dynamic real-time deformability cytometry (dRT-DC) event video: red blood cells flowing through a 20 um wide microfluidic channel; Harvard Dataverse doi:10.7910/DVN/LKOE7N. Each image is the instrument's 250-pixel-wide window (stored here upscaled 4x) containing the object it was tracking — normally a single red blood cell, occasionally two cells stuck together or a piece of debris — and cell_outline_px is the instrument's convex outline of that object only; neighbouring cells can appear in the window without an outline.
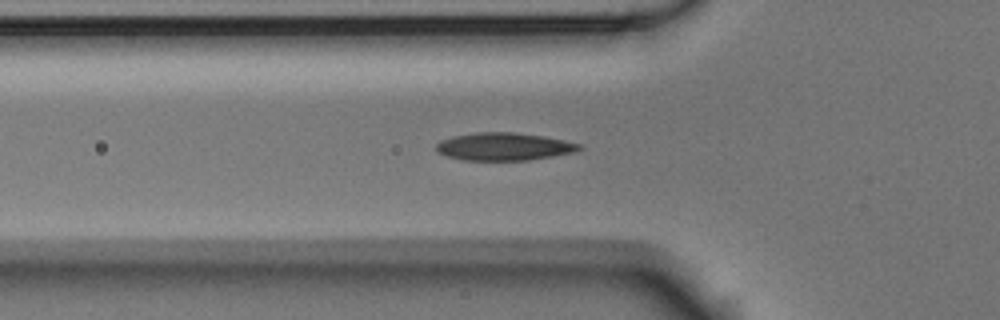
{"species": "Egyptian fruit bat (a non-hibernating species)", "species_latin": "Rousettus aegyptiacus", "temperature_condition": "room temperature", "stored_images_in_passage": 38, "camera_frame_rate_fps": 3000, "um_per_image_px": 0.085, "animal": {"sex": "male"}, "frame": {"image": 1, "passage_image": 8, "time_ms": 2.333, "image_size_px": [1000, 320], "cell_outline_px": [[584, 148], [572, 152], [552, 156], [528, 160], [464, 160], [448, 156], [436, 152], [436, 144], [440, 140], [452, 136], [476, 132], [512, 132], [544, 136], [564, 140], [580, 144]], "centroid_in_image_um": [42.81, 12.45], "position_along_channel_um": 83.0, "area_um2": 23.06}}
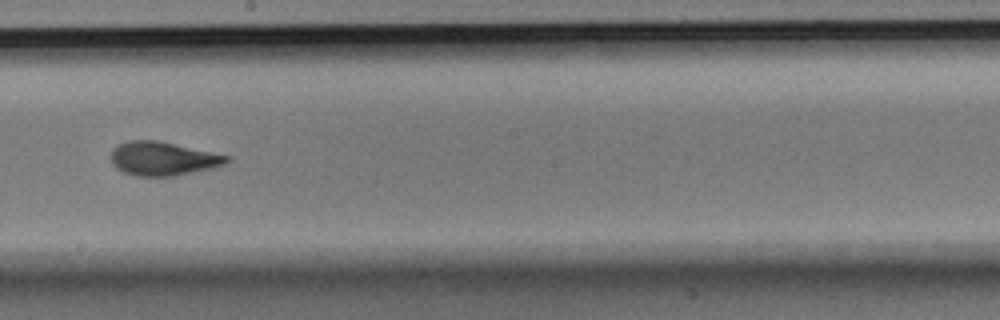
{"frame": {"image": 2, "passage_image": 20, "time_ms": 6.333, "image_size_px": [1000, 320], "cell_outline_px": [[232, 160], [224, 164], [212, 168], [176, 176], [136, 176], [124, 172], [116, 168], [112, 164], [112, 148], [128, 140], [156, 140], [232, 156]], "centroid_in_image_um": [13.88, 13.49], "position_along_channel_um": 234.3, "area_um2": 22.83}}
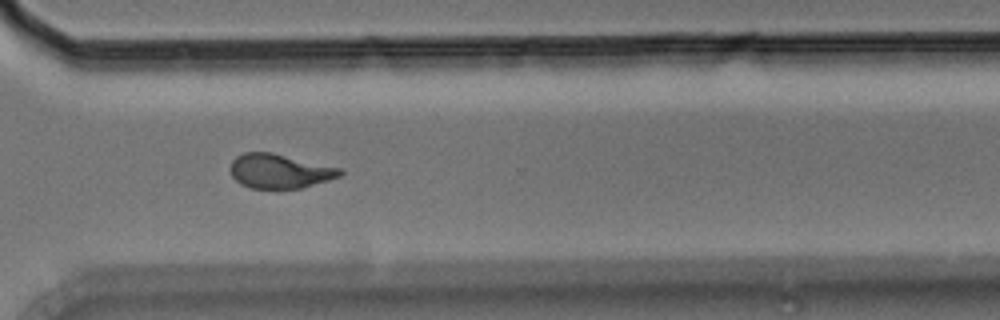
{"frame": {"image": 3, "passage_image": 29, "time_ms": 9.333, "image_size_px": [1000, 320], "cell_outline_px": [[344, 172], [340, 176], [304, 188], [252, 188], [240, 184], [232, 176], [228, 168], [232, 160], [236, 156], [244, 152], [272, 152], [340, 168]], "centroid_in_image_um": [23.73, 14.54], "position_along_channel_um": 346.9, "area_um2": 22.02}, "authors_computed_cell_mechanics": {"area_um2": 22.2819, "velocity_mm_per_s": 3.7602, "shape_relaxation_time_tau1_ms": 5.0331, "shape_relaxation_time_tau2_ms": 1.667, "deformation_change_tau1": 0.1727, "deformation_change_tau2": 0.0765}}